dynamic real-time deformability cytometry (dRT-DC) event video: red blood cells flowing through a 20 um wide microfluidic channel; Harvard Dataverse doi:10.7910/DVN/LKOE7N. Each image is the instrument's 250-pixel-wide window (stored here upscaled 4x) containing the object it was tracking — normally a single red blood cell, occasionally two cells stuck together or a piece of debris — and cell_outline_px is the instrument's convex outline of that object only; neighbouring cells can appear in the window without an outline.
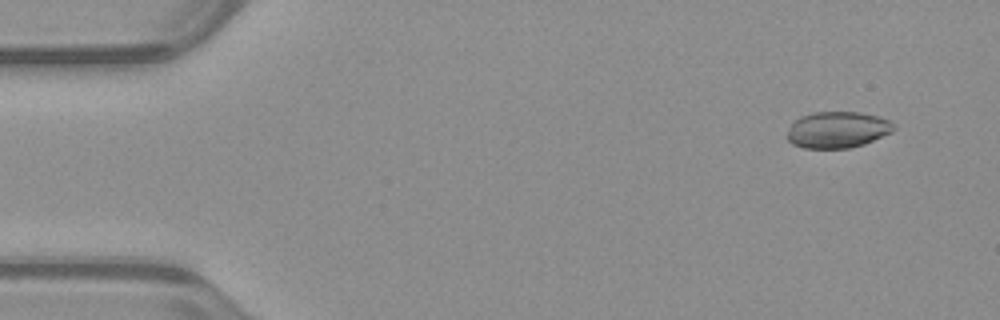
{"species": "common noctule bat (a hibernating species)", "species_latin": "Nyctalus noctula", "temperature_condition": "warm", "stored_images_in_passage": 52, "camera_frame_rate_fps": 3000, "um_per_image_px": 0.085, "animal": {"sex": "male", "body_mass_g": 23.1, "forearm_length_mm": 52.7}, "frame": {"image": 1, "passage_image": 4, "time_ms": 1.0, "image_size_px": [1000, 320], "cell_outline_px": [[896, 128], [892, 132], [864, 144], [848, 148], [804, 148], [792, 144], [784, 136], [792, 124], [800, 116], [812, 112], [860, 112], [880, 116], [888, 120]], "centroid_in_image_um": [71.16, 11.03], "position_along_channel_um": 13.8, "area_um2": 22.72}}
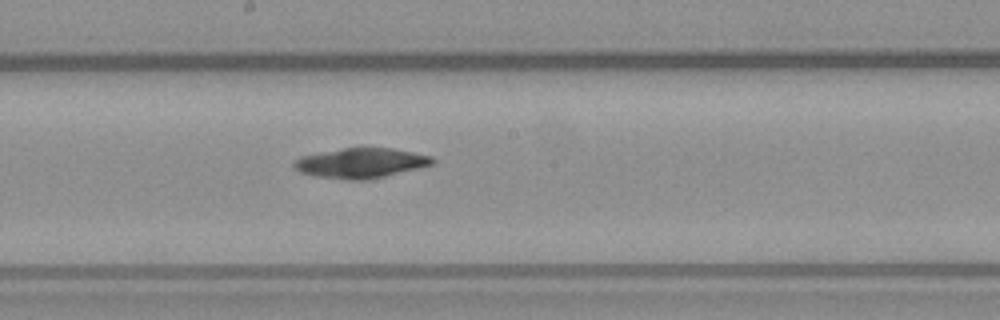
{"frame": {"image": 2, "passage_image": 28, "time_ms": 9.0, "image_size_px": [1000, 320], "cell_outline_px": [[436, 160], [432, 164], [368, 180], [348, 180], [316, 176], [300, 172], [292, 164], [300, 156], [344, 148], [392, 148], [432, 156]], "centroid_in_image_um": [30.66, 13.86], "position_along_channel_um": 217.5, "area_um2": 23.81}}
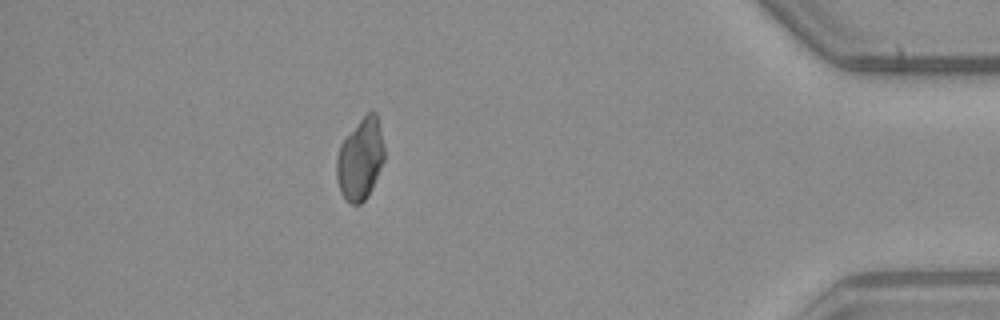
{"frame": {"image": 3, "passage_image": 46, "time_ms": 15.0, "image_size_px": [1000, 320], "cell_outline_px": [[384, 160], [372, 188], [368, 196], [360, 204], [352, 204], [340, 192], [336, 180], [336, 156], [340, 144], [360, 120], [368, 112], [376, 112], [380, 128], [384, 148]], "centroid_in_image_um": [30.61, 13.55], "position_along_channel_um": 404.6, "area_um2": 22.48}}